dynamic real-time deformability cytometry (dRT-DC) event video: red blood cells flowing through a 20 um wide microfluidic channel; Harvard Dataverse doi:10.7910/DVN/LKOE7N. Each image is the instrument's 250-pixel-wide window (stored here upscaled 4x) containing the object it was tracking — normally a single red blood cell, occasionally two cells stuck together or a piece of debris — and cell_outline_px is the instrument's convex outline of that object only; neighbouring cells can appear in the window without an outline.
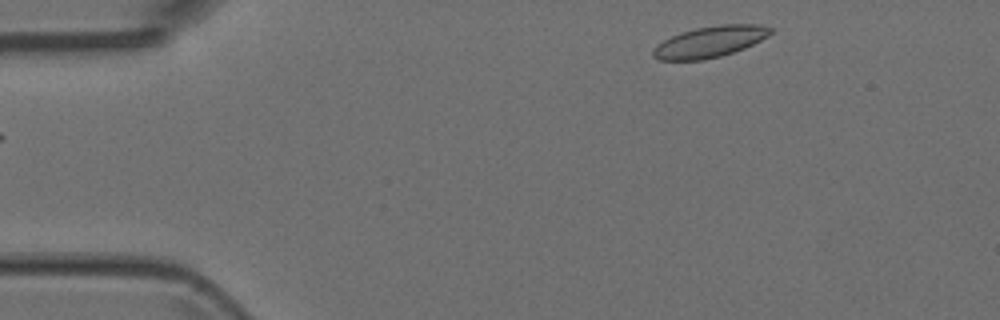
{"species": "Egyptian fruit bat (a non-hibernating species)", "species_latin": "Rousettus aegyptiacus", "temperature_condition": "room temperature", "stored_images_in_passage": 2, "camera_frame_rate_fps": 3000, "um_per_image_px": 0.085, "animal": {"sex": "female"}, "frame": {"image": 1, "passage_image": 2, "time_ms": 0.333, "image_size_px": [1000, 320], "cell_outline_px": [[772, 32], [768, 36], [744, 48], [720, 56], [704, 60], [660, 60], [652, 56], [652, 48], [656, 44], [672, 36], [696, 28], [720, 24], [756, 24], [772, 28]], "centroid_in_image_um": [60.32, 3.55], "position_along_channel_um": 24.7, "area_um2": 21.15}}